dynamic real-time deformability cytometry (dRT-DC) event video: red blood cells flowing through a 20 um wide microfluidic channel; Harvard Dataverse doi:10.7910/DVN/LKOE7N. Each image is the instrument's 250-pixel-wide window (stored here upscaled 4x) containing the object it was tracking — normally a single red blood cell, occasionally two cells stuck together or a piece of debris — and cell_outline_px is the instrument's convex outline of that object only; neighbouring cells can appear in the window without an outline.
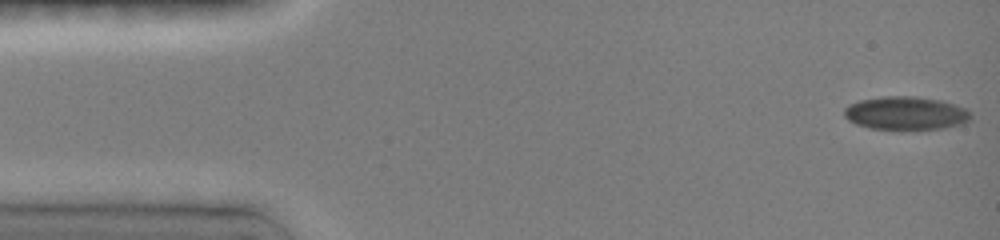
{"species": "common noctule bat (a hibernating species)", "species_latin": "Nyctalus noctula", "temperature_condition": "room temperature", "stored_images_in_passage": 32, "camera_frame_rate_fps": 3000, "um_per_image_px": 0.085, "animal": {"sex": "female", "body_mass_g": 19.0, "forearm_length_mm": 51.5}, "frame": {"image": 1, "passage_image": 1, "time_ms": 0.0, "image_size_px": [1000, 240], "cell_outline_px": [[972, 120], [960, 124], [944, 128], [868, 128], [856, 124], [848, 120], [844, 116], [844, 108], [848, 104], [860, 100], [884, 96], [916, 96], [940, 100], [964, 108], [972, 112]], "centroid_in_image_um": [76.98, 9.6], "position_along_channel_um": 8.0, "area_um2": 24.33}}
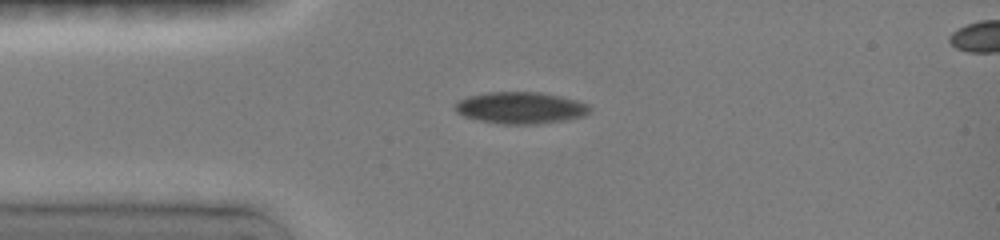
{"frame": {"image": 2, "passage_image": 20, "time_ms": 3.333, "image_size_px": [1000, 240], "cell_outline_px": [[592, 112], [584, 116], [568, 120], [540, 124], [500, 124], [476, 120], [464, 116], [456, 112], [456, 100], [468, 96], [488, 92], [540, 92], [560, 96], [576, 100], [588, 104], [592, 108]], "centroid_in_image_um": [44.28, 9.17], "position_along_channel_um": 40.7, "area_um2": 25.26}}